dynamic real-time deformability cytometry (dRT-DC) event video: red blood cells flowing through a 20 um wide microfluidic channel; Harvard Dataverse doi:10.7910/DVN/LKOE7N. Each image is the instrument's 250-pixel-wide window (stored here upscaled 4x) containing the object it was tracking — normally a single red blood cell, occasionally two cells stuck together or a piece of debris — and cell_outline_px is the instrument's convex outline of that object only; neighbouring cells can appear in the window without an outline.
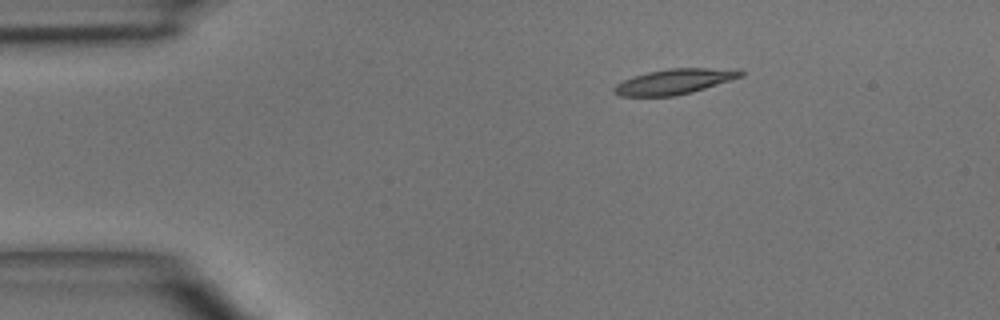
{"species": "common noctule bat (a hibernating species)", "species_latin": "Nyctalus noctula", "temperature_condition": "room temperature", "stored_images_in_passage": 5, "camera_frame_rate_fps": 3000, "um_per_image_px": 0.085, "animal": {"sex": "male", "body_mass_g": 15.6}, "frame": {"image": 1, "passage_image": 1, "time_ms": 0.0, "image_size_px": [1000, 320], "cell_outline_px": [[744, 76], [692, 92], [676, 96], [620, 96], [612, 92], [612, 88], [616, 84], [624, 80], [648, 72], [668, 68], [708, 68], [744, 72]], "centroid_in_image_um": [57.25, 6.95], "position_along_channel_um": 27.7, "area_um2": 18.32}}
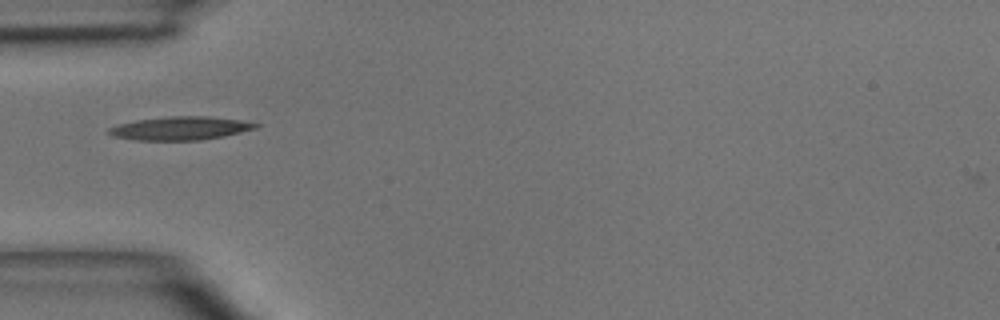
{"frame": {"image": 2, "passage_image": 3, "time_ms": 2.333, "image_size_px": [1000, 320], "cell_outline_px": [[260, 124], [256, 128], [224, 136], [200, 140], [136, 140], [116, 136], [104, 132], [108, 128], [116, 124], [136, 120], [168, 116], [208, 116], [240, 120]], "centroid_in_image_um": [15.28, 10.9], "position_along_channel_um": 69.7, "area_um2": 20.0}}
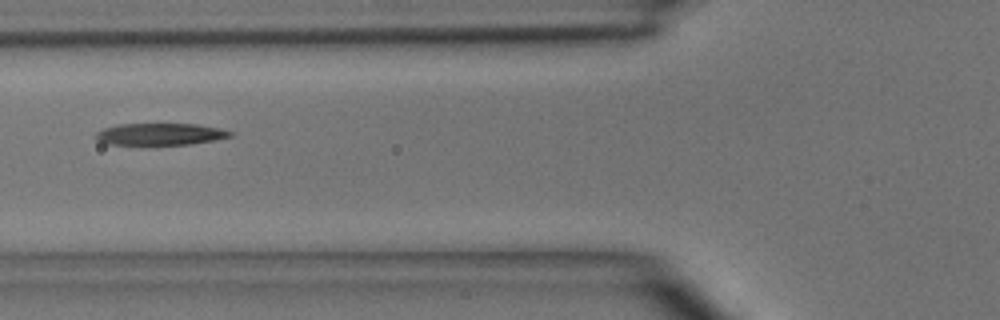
{"frame": {"image": 3, "passage_image": 4, "time_ms": 3.333, "image_size_px": [1000, 320], "cell_outline_px": [[232, 136], [216, 140], [192, 144], [108, 144], [100, 140], [96, 136], [96, 132], [104, 128], [116, 124], [196, 124], [220, 128], [232, 132]], "centroid_in_image_um": [13.66, 11.39], "position_along_channel_um": 112.1, "area_um2": 16.94}}